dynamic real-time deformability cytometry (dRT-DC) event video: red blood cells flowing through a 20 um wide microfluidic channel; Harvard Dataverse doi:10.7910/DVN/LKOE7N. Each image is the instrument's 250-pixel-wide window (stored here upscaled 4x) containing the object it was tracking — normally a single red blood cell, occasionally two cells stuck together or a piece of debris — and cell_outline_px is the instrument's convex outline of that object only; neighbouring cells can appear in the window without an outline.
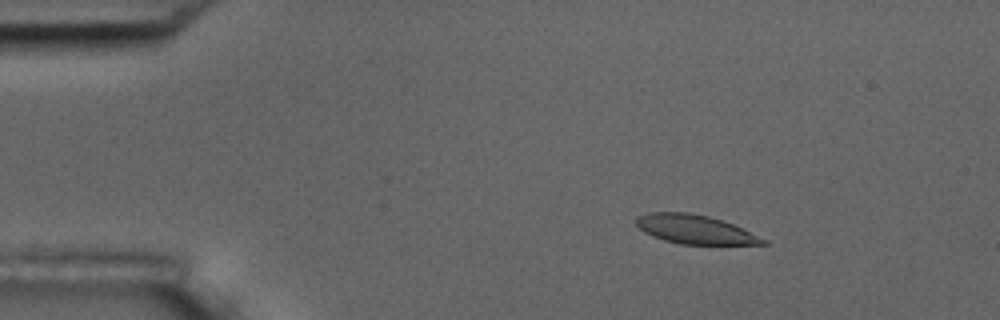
{"species": "common noctule bat (a hibernating species)", "species_latin": "Nyctalus noctula", "temperature_condition": "room temperature", "stored_images_in_passage": 15, "camera_frame_rate_fps": 3000, "um_per_image_px": 0.085, "animal": {"sex": "male", "body_mass_g": 17.5, "forearm_length_mm": 52.3}, "frame": {"image": 1, "passage_image": 3, "time_ms": 0.667, "image_size_px": [1000, 320], "cell_outline_px": [[768, 244], [680, 244], [664, 240], [652, 236], [644, 232], [636, 224], [636, 216], [652, 212], [688, 212], [708, 216], [732, 224], [768, 240]], "centroid_in_image_um": [59.04, 19.49], "position_along_channel_um": 26.0, "area_um2": 21.15}}
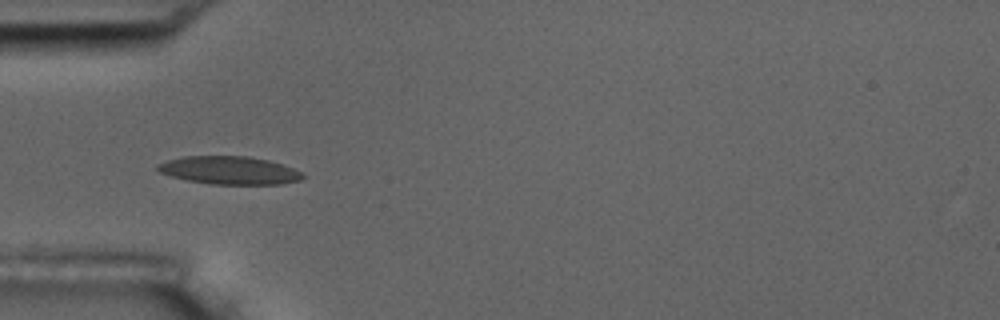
{"frame": {"image": 2, "passage_image": 5, "time_ms": 1.333, "image_size_px": [1000, 320], "cell_outline_px": [[304, 176], [300, 180], [280, 184], [212, 184], [188, 180], [172, 176], [160, 172], [156, 168], [156, 164], [168, 160], [184, 156], [248, 156], [268, 160], [292, 168], [300, 172]], "centroid_in_image_um": [19.47, 14.47], "position_along_channel_um": 65.5, "area_um2": 23.41}}